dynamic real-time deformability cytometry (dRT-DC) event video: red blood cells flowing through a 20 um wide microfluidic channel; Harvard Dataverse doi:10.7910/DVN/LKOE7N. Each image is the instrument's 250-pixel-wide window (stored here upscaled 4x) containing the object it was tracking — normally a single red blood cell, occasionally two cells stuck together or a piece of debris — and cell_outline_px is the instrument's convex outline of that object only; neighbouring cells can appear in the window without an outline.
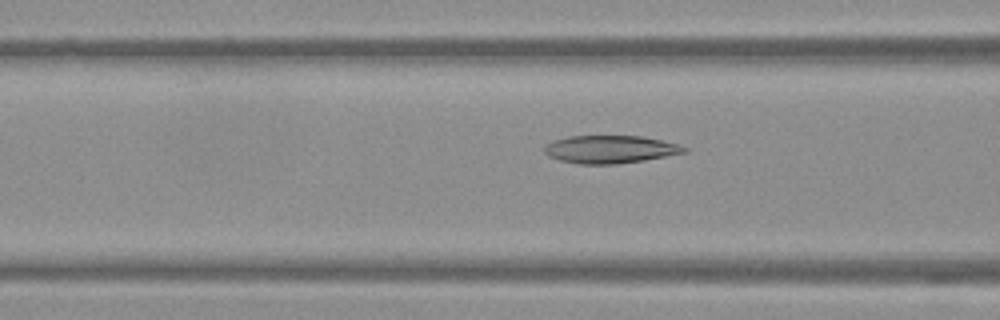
{"species": "Egyptian fruit bat (a non-hibernating species)", "species_latin": "Rousettus aegyptiacus", "temperature_condition": "warm", "stored_images_in_passage": 53, "camera_frame_rate_fps": 3000, "um_per_image_px": 0.085, "frame": {"image": 1, "passage_image": 21, "time_ms": 6.667, "image_size_px": [1000, 320], "cell_outline_px": [[688, 152], [644, 160], [616, 164], [580, 164], [560, 160], [548, 156], [544, 152], [544, 148], [552, 140], [568, 136], [644, 136], [676, 144], [688, 148]], "centroid_in_image_um": [51.85, 12.69], "position_along_channel_um": 114.7, "area_um2": 22.6}}
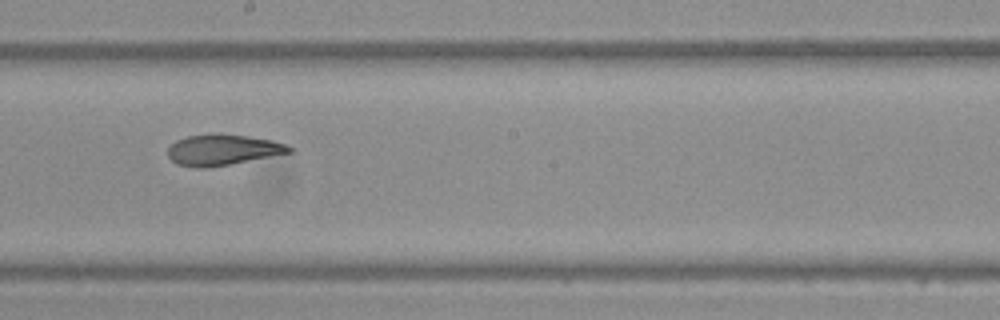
{"frame": {"image": 2, "passage_image": 30, "time_ms": 9.667, "image_size_px": [1000, 320], "cell_outline_px": [[296, 148], [292, 152], [228, 164], [204, 168], [196, 168], [176, 164], [168, 156], [168, 148], [176, 140], [188, 136], [248, 136], [272, 140]], "centroid_in_image_um": [18.93, 12.77], "position_along_channel_um": 229.3, "area_um2": 20.98}}
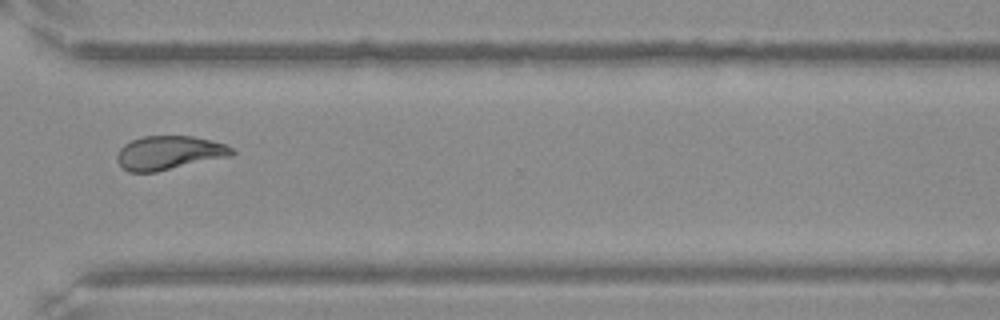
{"frame": {"image": 3, "passage_image": 40, "time_ms": 13.0, "image_size_px": [1000, 320], "cell_outline_px": [[236, 152], [232, 156], [156, 172], [128, 172], [116, 160], [116, 156], [120, 148], [124, 144], [132, 140], [144, 136], [192, 136], [212, 140], [224, 144], [232, 148]], "centroid_in_image_um": [14.38, 12.99], "position_along_channel_um": 356.2, "area_um2": 22.72}, "authors_computed_cell_mechanics": {"area_um2": 23.0044, "velocity_mm_per_s": 3.8048, "shape_relaxation_time_tau1_ms": null, "shape_relaxation_time_tau2_ms": 2.0094, "deformation_change_tau1": null, "deformation_change_tau2": 0.0841}}